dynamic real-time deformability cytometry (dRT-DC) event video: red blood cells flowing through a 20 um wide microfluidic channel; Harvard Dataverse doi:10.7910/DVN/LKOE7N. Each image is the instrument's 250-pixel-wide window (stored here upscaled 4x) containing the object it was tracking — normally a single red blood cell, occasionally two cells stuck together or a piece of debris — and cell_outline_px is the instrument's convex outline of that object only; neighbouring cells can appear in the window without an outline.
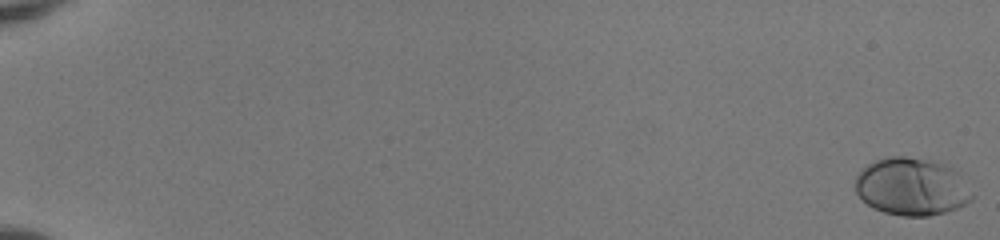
{"species": "human", "species_latin": "Homo sapiens", "temperature_condition": "room temperature", "stored_images_in_passage": 55, "camera_frame_rate_fps": 3000, "um_per_image_px": 0.085, "donor": {"sex": "female"}, "frame": {"image": 1, "passage_image": 1, "time_ms": 0.0, "image_size_px": [1000, 240], "cell_outline_px": [[972, 200], [956, 208], [944, 212], [928, 216], [900, 216], [884, 212], [868, 204], [856, 192], [852, 184], [856, 176], [868, 164], [876, 160], [888, 156], [904, 156], [940, 160], [948, 164], [956, 172], [972, 196]], "centroid_in_image_um": [77.45, 15.84], "position_along_channel_um": 7.5, "area_um2": 39.13}}
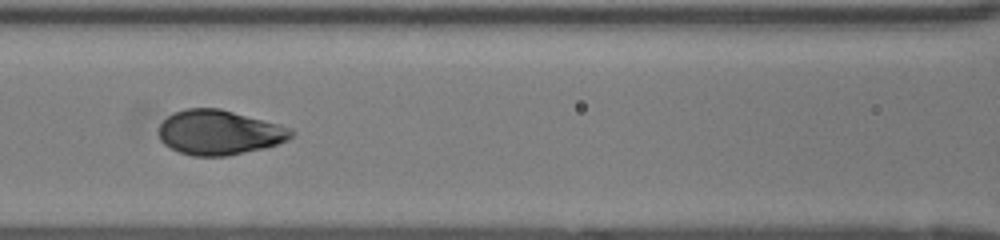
{"frame": {"image": 2, "passage_image": 28, "time_ms": 9.0, "image_size_px": [1000, 240], "cell_outline_px": [[296, 132], [288, 140], [264, 148], [224, 156], [192, 156], [180, 152], [164, 144], [160, 140], [160, 124], [172, 112], [184, 108], [220, 108], [280, 124], [292, 128]], "centroid_in_image_um": [18.65, 11.24], "position_along_channel_um": 147.9, "area_um2": 34.56}}
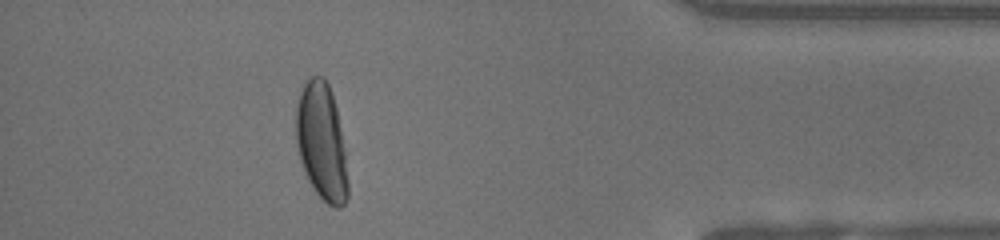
{"frame": {"image": 3, "passage_image": 50, "time_ms": 16.333, "image_size_px": [1000, 240], "cell_outline_px": [[348, 196], [344, 204], [340, 208], [336, 208], [328, 204], [312, 188], [304, 172], [300, 160], [296, 144], [296, 104], [300, 92], [304, 84], [312, 76], [324, 76], [332, 92], [336, 108], [340, 128], [344, 152], [348, 180]], "centroid_in_image_um": [27.32, 12.07], "position_along_channel_um": 407.9, "area_um2": 35.32}, "authors_computed_cell_mechanics": {"area_um2": 35.3158, "velocity_mm_per_s": 3.9718, "shape_relaxation_time_tau1_ms": 3.5828, "shape_relaxation_time_tau2_ms": null, "deformation_change_tau1": 0.175, "deformation_change_tau2": null}}